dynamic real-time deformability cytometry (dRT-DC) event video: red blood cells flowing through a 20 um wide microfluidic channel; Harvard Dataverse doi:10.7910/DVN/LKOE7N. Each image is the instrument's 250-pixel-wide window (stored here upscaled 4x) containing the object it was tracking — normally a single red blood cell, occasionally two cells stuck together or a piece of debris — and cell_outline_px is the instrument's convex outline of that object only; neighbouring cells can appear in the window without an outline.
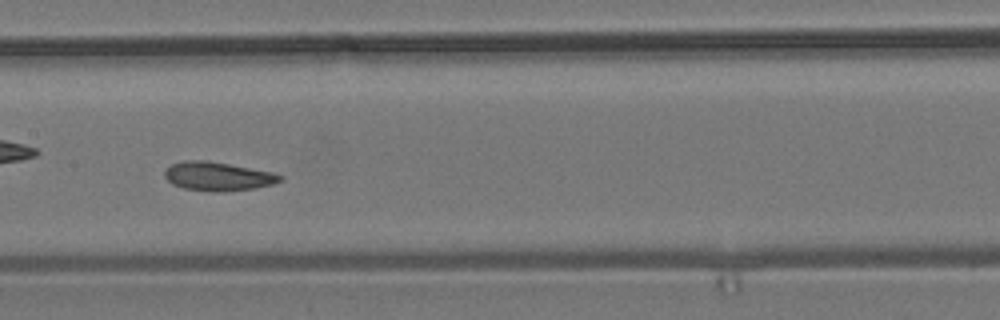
{"species": "common noctule bat (a hibernating species)", "species_latin": "Nyctalus noctula", "temperature_condition": "room temperature", "stored_images_in_passage": 40, "camera_frame_rate_fps": 3000, "um_per_image_px": 0.085, "animal": {"sex": "male", "body_mass_g": 19.2, "forearm_length_mm": 51.8}, "frame": {"image": 1, "passage_image": 12, "time_ms": 3.667, "image_size_px": [1000, 320], "cell_outline_px": [[284, 180], [272, 184], [256, 188], [224, 192], [216, 192], [184, 188], [172, 184], [164, 176], [164, 172], [172, 164], [184, 160], [208, 160], [272, 172], [284, 176]], "centroid_in_image_um": [18.54, 14.99], "position_along_channel_um": 188.9, "area_um2": 19.42}, "authors_computed_cell_mechanics": {"area_um2": 18.9584, "velocity_mm_per_s": 3.6363, "shape_relaxation_time_tau1_ms": 4.8933, "shape_relaxation_time_tau2_ms": 3.1965, "deformation_change_tau1": 0.0949, "deformation_change_tau2": 0.0897}}